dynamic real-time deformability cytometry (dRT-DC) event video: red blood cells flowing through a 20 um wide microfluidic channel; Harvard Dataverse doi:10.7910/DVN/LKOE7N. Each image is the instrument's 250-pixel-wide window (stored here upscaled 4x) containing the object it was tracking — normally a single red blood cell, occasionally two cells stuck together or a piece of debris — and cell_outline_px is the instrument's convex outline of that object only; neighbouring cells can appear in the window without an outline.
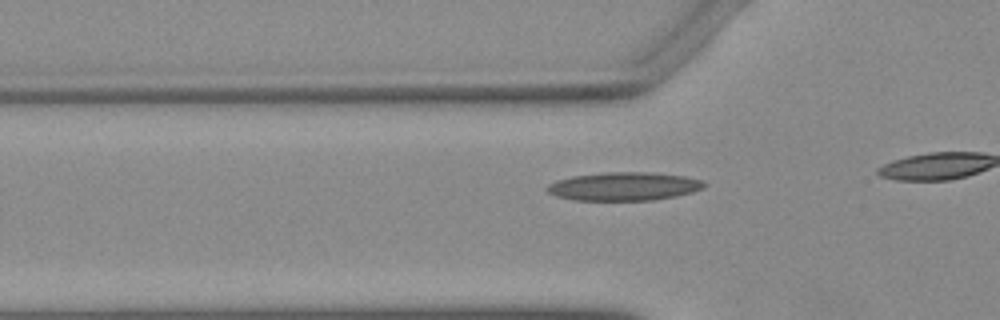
{"species": "Egyptian fruit bat (a non-hibernating species)", "species_latin": "Rousettus aegyptiacus", "temperature_condition": "warm", "stored_images_in_passage": 19, "camera_frame_rate_fps": 3000, "um_per_image_px": 0.085, "animal": {"sex": "female"}, "frame": {"image": 1, "passage_image": 14, "time_ms": 4.333, "image_size_px": [1000, 320], "cell_outline_px": [[708, 184], [704, 188], [692, 192], [676, 196], [652, 200], [572, 200], [556, 196], [548, 192], [544, 188], [548, 184], [556, 180], [572, 176], [604, 172], [648, 172], [684, 176], [704, 180]], "centroid_in_image_um": [53.03, 15.84], "position_along_channel_um": 72.8, "area_um2": 26.18}}